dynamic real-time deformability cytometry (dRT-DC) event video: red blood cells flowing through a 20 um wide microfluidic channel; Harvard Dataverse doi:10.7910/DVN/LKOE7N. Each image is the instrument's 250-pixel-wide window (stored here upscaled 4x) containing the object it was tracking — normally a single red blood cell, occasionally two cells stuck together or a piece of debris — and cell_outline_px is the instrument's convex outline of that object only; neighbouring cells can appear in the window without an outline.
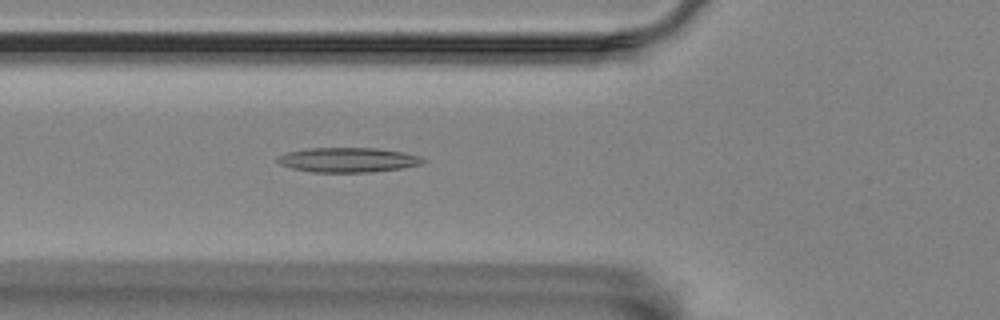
{"species": "Egyptian fruit bat (a non-hibernating species)", "species_latin": "Rousettus aegyptiacus", "temperature_condition": "room temperature", "stored_images_in_passage": 22, "camera_frame_rate_fps": 3000, "um_per_image_px": 0.085, "animal": {"sex": "female"}, "frame": {"image": 1, "passage_image": 14, "time_ms": 4.333, "image_size_px": [1000, 320], "cell_outline_px": [[428, 160], [420, 164], [400, 168], [372, 172], [312, 172], [292, 168], [280, 164], [276, 160], [280, 156], [288, 152], [308, 148], [376, 148], [400, 152], [420, 156]], "centroid_in_image_um": [29.58, 13.59], "position_along_channel_um": 96.2, "area_um2": 20.69}}
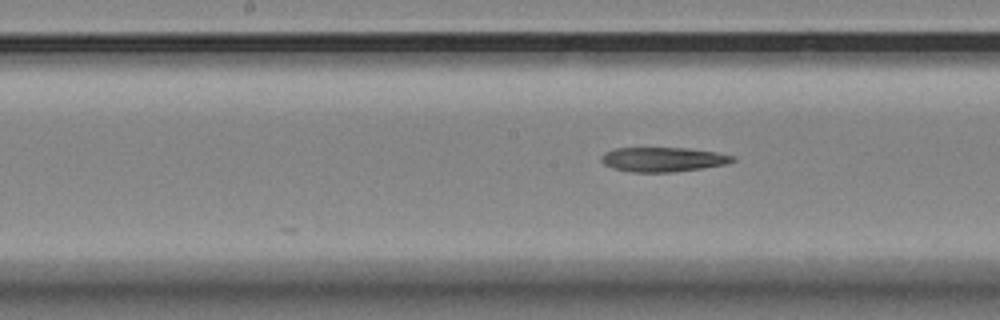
{"frame": {"image": 2, "passage_image": 22, "time_ms": 7.0, "image_size_px": [1000, 320], "cell_outline_px": [[736, 160], [728, 164], [672, 172], [632, 172], [612, 168], [604, 164], [600, 160], [600, 156], [604, 152], [616, 148], [688, 148], [716, 152], [736, 156]], "centroid_in_image_um": [56.35, 13.55], "position_along_channel_um": 191.8, "area_um2": 18.84}}